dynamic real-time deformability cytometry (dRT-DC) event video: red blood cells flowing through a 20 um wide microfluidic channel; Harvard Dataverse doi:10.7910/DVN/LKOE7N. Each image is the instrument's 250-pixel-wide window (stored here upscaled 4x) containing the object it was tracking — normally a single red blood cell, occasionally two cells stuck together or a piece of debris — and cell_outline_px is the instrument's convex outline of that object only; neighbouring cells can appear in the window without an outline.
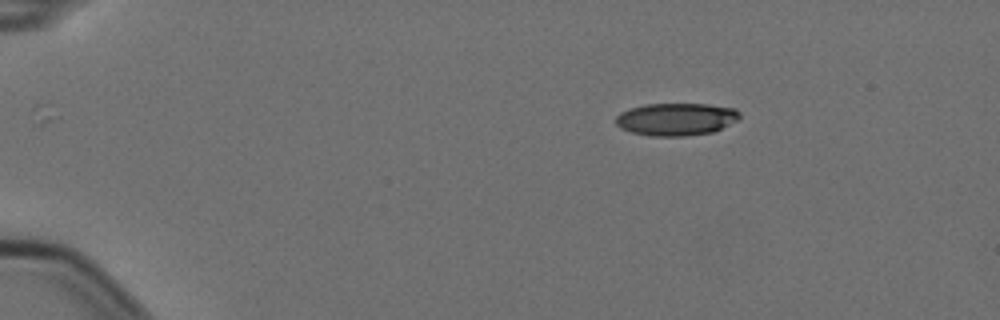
{"species": "Egyptian fruit bat (a non-hibernating species)", "species_latin": "Rousettus aegyptiacus", "temperature_condition": "cold", "stored_images_in_passage": 3, "camera_frame_rate_fps": 3000, "um_per_image_px": 0.085, "animal": {"sex": "female"}, "frame": {"image": 1, "passage_image": 1, "time_ms": 0.0, "image_size_px": [1000, 320], "cell_outline_px": [[740, 116], [736, 120], [712, 132], [684, 136], [648, 136], [632, 132], [620, 128], [616, 124], [616, 116], [620, 112], [644, 104], [708, 104], [736, 108], [740, 112]], "centroid_in_image_um": [57.45, 10.13], "position_along_channel_um": 27.5, "area_um2": 23.41}}